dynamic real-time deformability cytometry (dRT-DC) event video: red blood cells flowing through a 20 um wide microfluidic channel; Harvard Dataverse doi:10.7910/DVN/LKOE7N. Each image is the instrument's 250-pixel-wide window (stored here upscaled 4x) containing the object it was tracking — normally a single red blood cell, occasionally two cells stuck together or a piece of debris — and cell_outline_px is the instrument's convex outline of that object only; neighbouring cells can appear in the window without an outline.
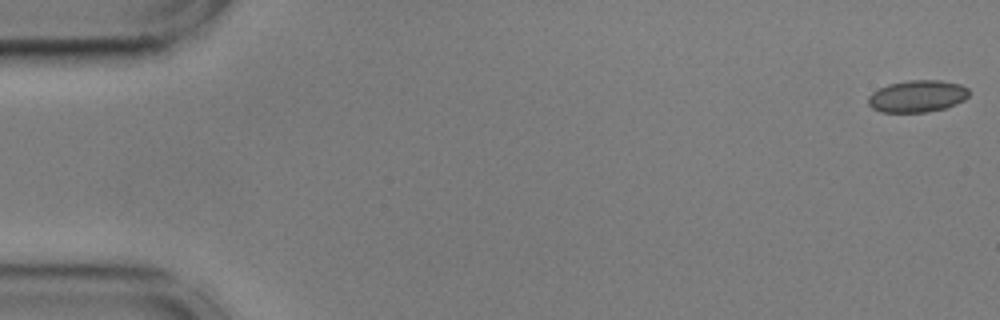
{"species": "common noctule bat (a hibernating species)", "species_latin": "Nyctalus noctula", "temperature_condition": "cold", "stored_images_in_passage": 56, "camera_frame_rate_fps": 3000, "um_per_image_px": 0.085, "animal": {"sex": "male", "body_mass_g": 17.9, "forearm_length_mm": 54.2}, "frame": {"image": 1, "passage_image": 1, "time_ms": 0.0, "image_size_px": [1000, 320], "cell_outline_px": [[968, 96], [964, 100], [956, 104], [944, 108], [928, 112], [880, 112], [872, 108], [868, 104], [868, 96], [872, 92], [888, 84], [908, 80], [940, 80], [960, 84], [968, 88]], "centroid_in_image_um": [77.96, 8.18], "position_along_channel_um": 7.0, "area_um2": 18.84}}
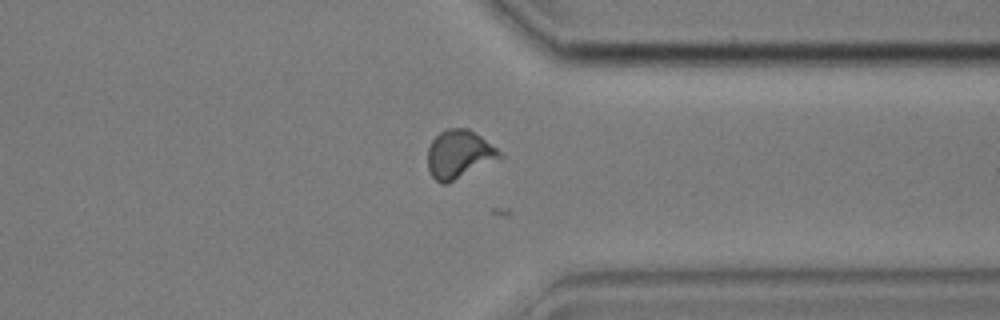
{"frame": {"image": 2, "passage_image": 43, "time_ms": 14.0, "image_size_px": [1000, 320], "cell_outline_px": [[504, 156], [448, 184], [440, 184], [432, 176], [428, 168], [428, 148], [432, 140], [440, 132], [448, 128], [468, 128], [480, 136], [496, 148]], "centroid_in_image_um": [39.0, 13.13], "position_along_channel_um": 372.4, "area_um2": 20.11}}
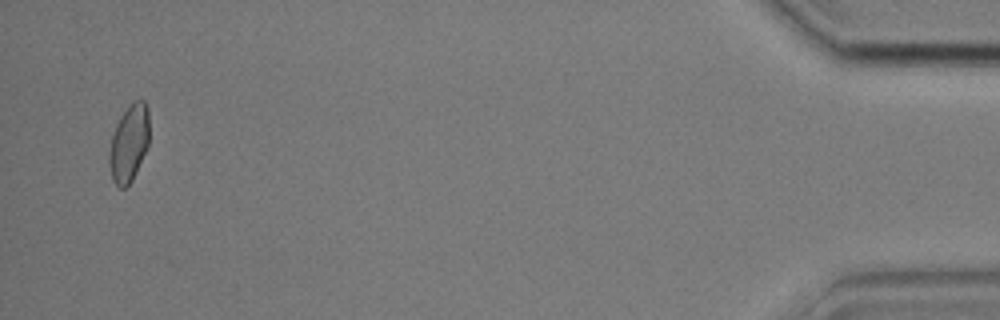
{"frame": {"image": 3, "passage_image": 54, "time_ms": 17.667, "image_size_px": [1000, 320], "cell_outline_px": [[148, 148], [132, 180], [124, 188], [120, 188], [112, 180], [108, 160], [108, 156], [112, 136], [116, 124], [120, 116], [132, 100], [144, 100], [148, 108]], "centroid_in_image_um": [10.96, 12.16], "position_along_channel_um": 424.2, "area_um2": 18.09}}